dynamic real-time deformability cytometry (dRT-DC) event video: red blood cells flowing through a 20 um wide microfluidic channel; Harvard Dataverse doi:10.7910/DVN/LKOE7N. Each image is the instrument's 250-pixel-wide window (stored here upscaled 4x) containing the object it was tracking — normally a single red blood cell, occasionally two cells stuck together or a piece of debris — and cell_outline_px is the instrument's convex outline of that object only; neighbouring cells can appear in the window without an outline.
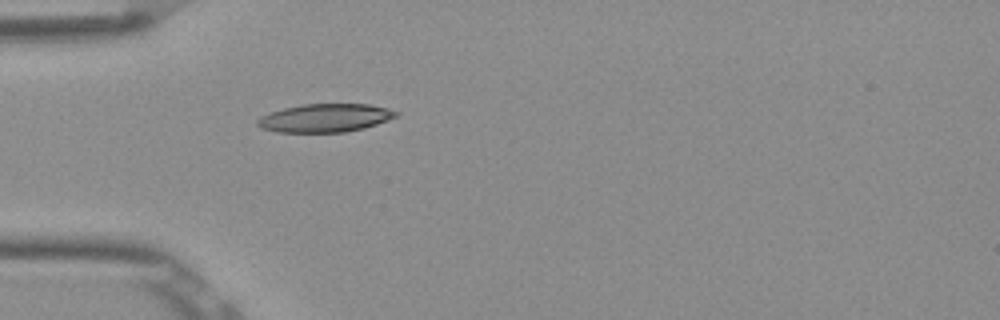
{"species": "Egyptian fruit bat (a non-hibernating species)", "species_latin": "Rousettus aegyptiacus", "temperature_condition": "room temperature", "stored_images_in_passage": 1, "camera_frame_rate_fps": 3000, "um_per_image_px": 0.085, "frame": {"image": 1, "passage_image": 1, "time_ms": 0.0, "image_size_px": [1000, 320], "cell_outline_px": [[400, 112], [396, 116], [388, 120], [364, 128], [344, 132], [276, 132], [260, 128], [256, 124], [256, 120], [260, 116], [284, 108], [300, 104], [368, 104], [388, 108]], "centroid_in_image_um": [27.61, 10.02], "position_along_channel_um": 57.4, "area_um2": 22.89}}